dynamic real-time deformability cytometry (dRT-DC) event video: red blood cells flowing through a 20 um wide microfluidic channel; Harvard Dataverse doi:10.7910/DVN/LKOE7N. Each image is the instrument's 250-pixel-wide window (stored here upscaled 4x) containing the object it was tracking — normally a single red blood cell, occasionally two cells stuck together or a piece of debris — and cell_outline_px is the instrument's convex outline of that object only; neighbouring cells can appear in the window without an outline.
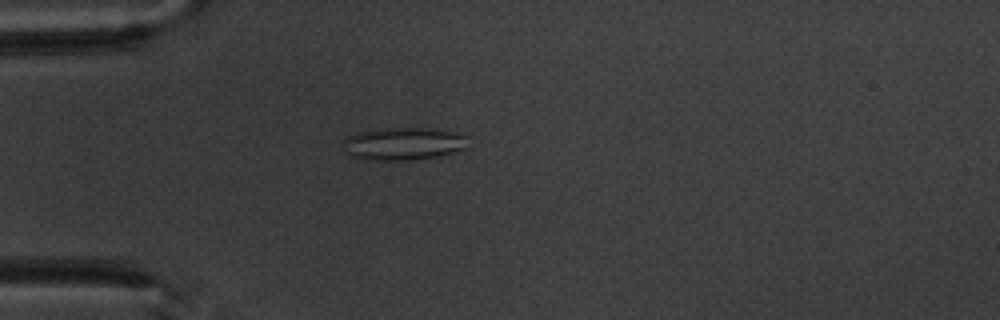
{"species": "common noctule bat (a hibernating species)", "species_latin": "Nyctalus noctula", "temperature_condition": "warm", "stored_images_in_passage": 4, "camera_frame_rate_fps": 3000, "um_per_image_px": 0.085, "animal": {"sex": "male", "body_mass_g": 20.1, "forearm_length_mm": 53.5}, "frame": {"image": 1, "passage_image": 4, "time_ms": 3.667, "image_size_px": [1000, 320], "cell_outline_px": [[468, 148], [436, 156], [408, 160], [364, 160], [352, 156], [340, 148], [344, 140], [348, 136], [360, 132], [384, 128], [424, 128], [456, 132], [468, 136]], "centroid_in_image_um": [34.27, 12.22], "position_along_channel_um": 50.7, "area_um2": 23.87}}